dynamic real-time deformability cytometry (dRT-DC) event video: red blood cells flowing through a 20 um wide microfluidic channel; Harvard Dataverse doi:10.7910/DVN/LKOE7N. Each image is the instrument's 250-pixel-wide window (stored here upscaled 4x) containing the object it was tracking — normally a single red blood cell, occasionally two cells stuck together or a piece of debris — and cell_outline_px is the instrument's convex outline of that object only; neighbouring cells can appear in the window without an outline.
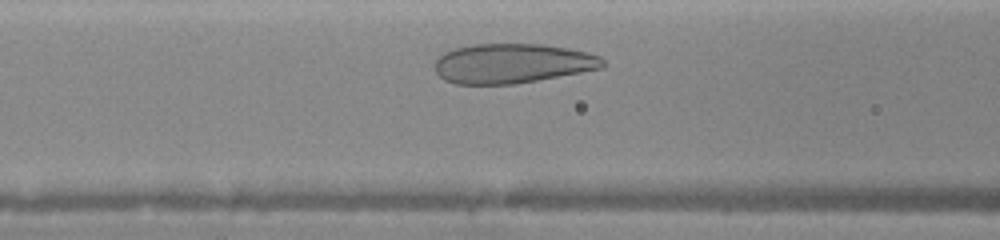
{"species": "human", "species_latin": "Homo sapiens", "temperature_condition": "warm", "stored_images_in_passage": 23, "camera_frame_rate_fps": 3000, "um_per_image_px": 0.085, "donor": {"sex": "female"}, "frame": {"image": 1, "passage_image": 5, "time_ms": 1.333, "image_size_px": [1000, 240], "cell_outline_px": [[604, 68], [536, 80], [512, 84], [456, 84], [444, 80], [436, 72], [436, 60], [444, 52], [456, 48], [472, 44], [544, 44], [568, 48], [588, 52], [600, 56], [604, 60]], "centroid_in_image_um": [43.57, 5.38], "position_along_channel_um": 123.0, "area_um2": 38.73}}
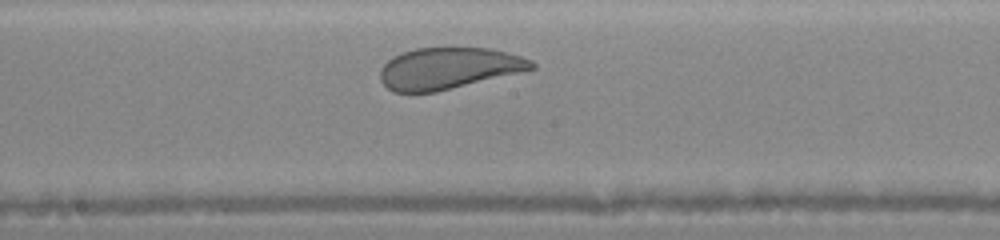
{"frame": {"image": 2, "passage_image": 11, "time_ms": 3.333, "image_size_px": [1000, 240], "cell_outline_px": [[536, 68], [520, 72], [436, 92], [392, 92], [380, 80], [380, 68], [392, 56], [416, 48], [492, 48], [520, 56], [532, 60], [536, 64]], "centroid_in_image_um": [38.11, 5.8], "position_along_channel_um": 210.1, "area_um2": 36.47}}
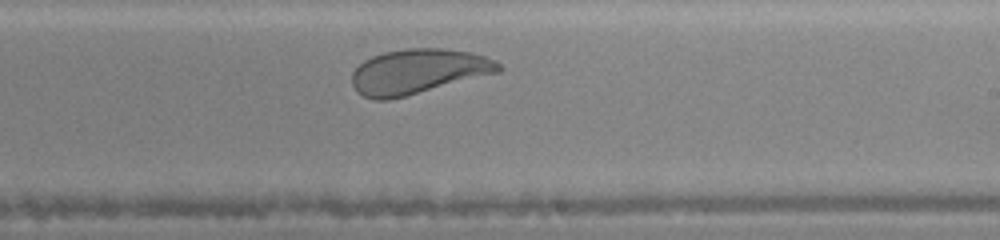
{"frame": {"image": 3, "passage_image": 14, "time_ms": 4.333, "image_size_px": [1000, 240], "cell_outline_px": [[504, 68], [500, 72], [388, 100], [372, 100], [356, 92], [352, 84], [352, 72], [364, 60], [372, 56], [384, 52], [408, 48], [440, 48], [468, 52], [484, 56], [496, 60]], "centroid_in_image_um": [35.53, 6.07], "position_along_channel_um": 253.5, "area_um2": 38.21}}